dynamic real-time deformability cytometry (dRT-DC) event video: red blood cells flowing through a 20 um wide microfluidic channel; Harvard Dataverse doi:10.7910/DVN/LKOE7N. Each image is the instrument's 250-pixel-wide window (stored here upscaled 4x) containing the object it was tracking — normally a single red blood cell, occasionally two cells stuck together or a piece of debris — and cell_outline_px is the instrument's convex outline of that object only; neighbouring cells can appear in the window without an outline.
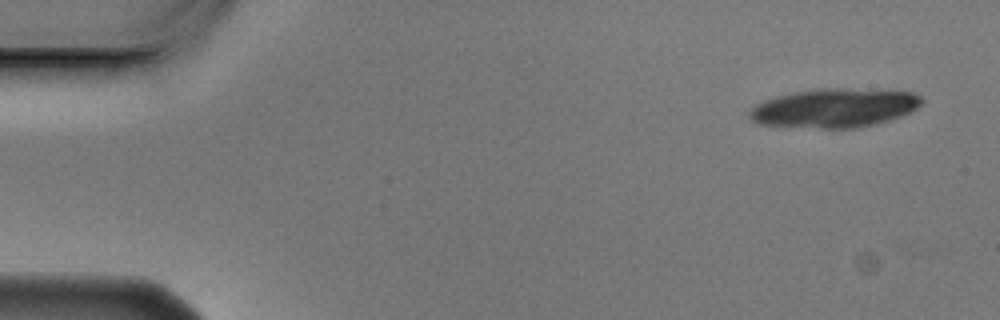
{"species": "Egyptian fruit bat (a non-hibernating species)", "species_latin": "Rousettus aegyptiacus", "temperature_condition": "cold", "stored_images_in_passage": 9, "camera_frame_rate_fps": 3000, "um_per_image_px": 0.085, "animal": {"sex": "male"}, "frame": {"image": 1, "passage_image": 1, "time_ms": 0.0, "image_size_px": [1000, 320], "cell_outline_px": [[924, 100], [916, 108], [900, 116], [888, 120], [856, 128], [820, 128], [760, 124], [752, 120], [748, 116], [748, 112], [756, 104], [764, 100], [776, 96], [792, 92], [820, 88], [840, 88], [912, 92], [920, 96]], "centroid_in_image_um": [70.89, 9.17], "position_along_channel_um": 14.1, "area_um2": 38.73}}
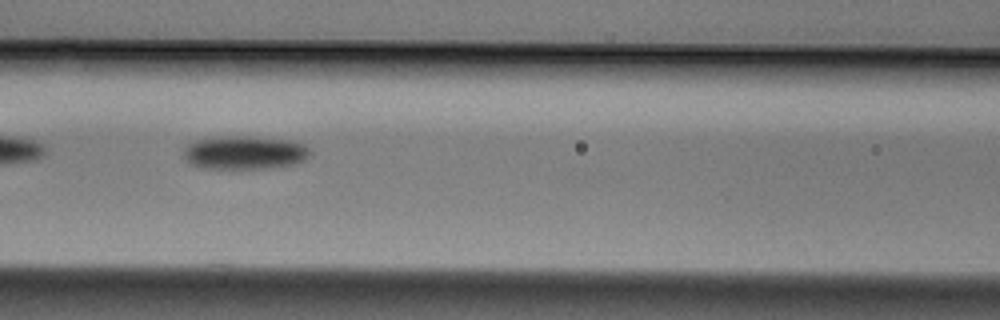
{"frame": {"image": 2, "passage_image": 6, "time_ms": 1.667, "image_size_px": [1000, 320], "cell_outline_px": [[312, 152], [304, 160], [292, 164], [272, 168], [200, 168], [188, 164], [180, 156], [184, 148], [188, 144], [196, 140], [216, 136], [252, 136], [292, 140], [304, 144]], "centroid_in_image_um": [20.72, 12.96], "position_along_channel_um": 145.9, "area_um2": 25.2}}
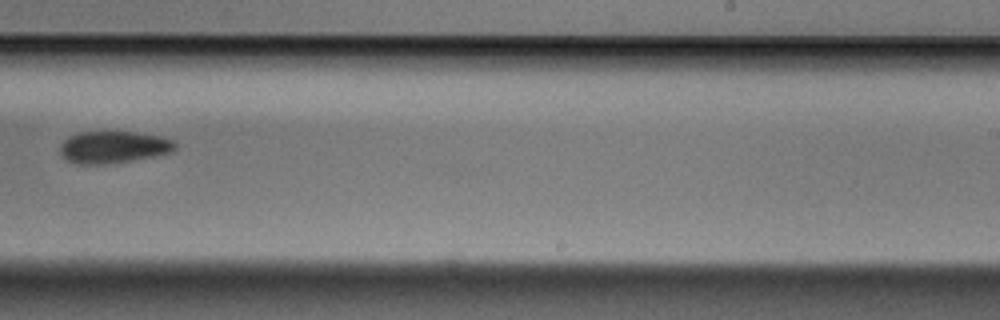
{"frame": {"image": 3, "passage_image": 9, "time_ms": 2.667, "image_size_px": [1000, 320], "cell_outline_px": [[176, 148], [172, 152], [112, 164], [76, 164], [64, 160], [60, 152], [60, 144], [68, 136], [76, 132], [136, 132], [164, 136], [172, 140], [176, 144]], "centroid_in_image_um": [9.61, 12.5], "position_along_channel_um": 279.4, "area_um2": 21.79}}